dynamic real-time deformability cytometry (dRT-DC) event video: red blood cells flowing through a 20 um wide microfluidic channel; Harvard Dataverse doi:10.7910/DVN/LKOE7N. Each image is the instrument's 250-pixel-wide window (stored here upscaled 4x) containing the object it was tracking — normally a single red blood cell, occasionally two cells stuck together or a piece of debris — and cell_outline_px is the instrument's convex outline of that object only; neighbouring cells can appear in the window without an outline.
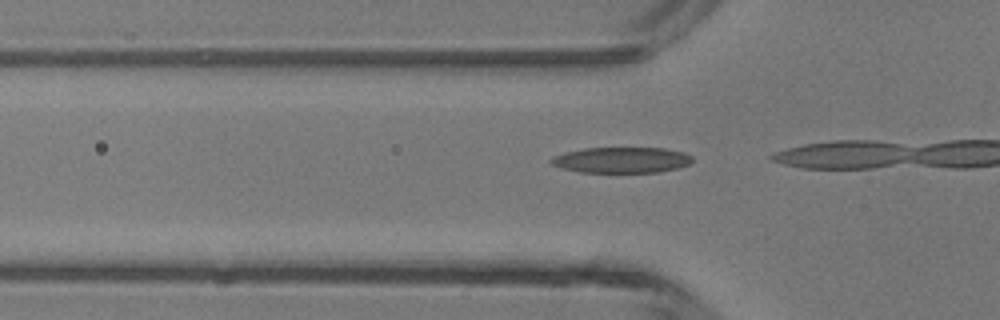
{"species": "common noctule bat (a hibernating species)", "species_latin": "Nyctalus noctula", "temperature_condition": "room temperature", "stored_images_in_passage": 4, "camera_frame_rate_fps": 3000, "um_per_image_px": 0.085, "animal": {"sex": "male", "body_mass_g": 13.3}, "frame": {"image": 1, "passage_image": 2, "time_ms": 0.333, "image_size_px": [1000, 320], "cell_outline_px": [[692, 160], [688, 164], [680, 168], [660, 172], [580, 172], [560, 168], [552, 164], [548, 160], [552, 156], [564, 152], [584, 148], [664, 148], [684, 152], [692, 156]], "centroid_in_image_um": [52.81, 13.6], "position_along_channel_um": 73.0, "area_um2": 21.39}}